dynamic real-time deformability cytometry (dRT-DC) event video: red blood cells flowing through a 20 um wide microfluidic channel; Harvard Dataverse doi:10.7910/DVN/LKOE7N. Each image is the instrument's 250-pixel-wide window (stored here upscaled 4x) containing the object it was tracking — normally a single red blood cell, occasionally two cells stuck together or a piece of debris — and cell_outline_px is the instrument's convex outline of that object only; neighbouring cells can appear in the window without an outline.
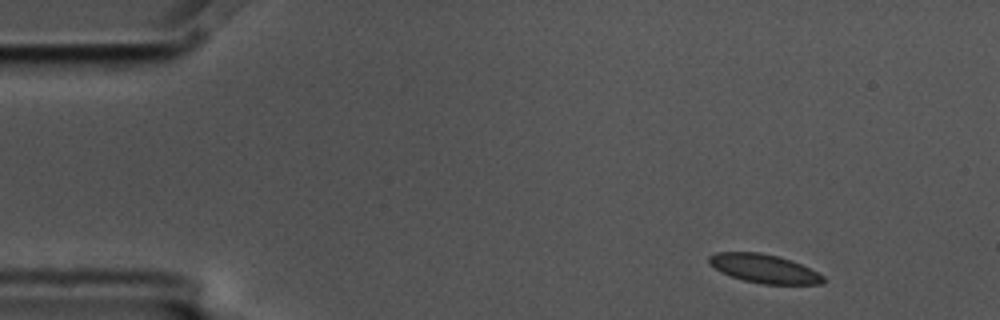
{"species": "common noctule bat (a hibernating species)", "species_latin": "Nyctalus noctula", "temperature_condition": "cold", "stored_images_in_passage": 4, "camera_frame_rate_fps": 3000, "um_per_image_px": 0.085, "animal": {"sex": "male", "body_mass_g": 17.5, "forearm_length_mm": 52.3}, "frame": {"image": 1, "passage_image": 1, "time_ms": 0.0, "image_size_px": [1000, 320], "cell_outline_px": [[824, 280], [820, 284], [764, 284], [744, 280], [732, 276], [708, 264], [708, 256], [716, 252], [760, 252], [792, 260], [824, 276]], "centroid_in_image_um": [64.92, 22.82], "position_along_channel_um": 20.1, "area_um2": 18.79}}
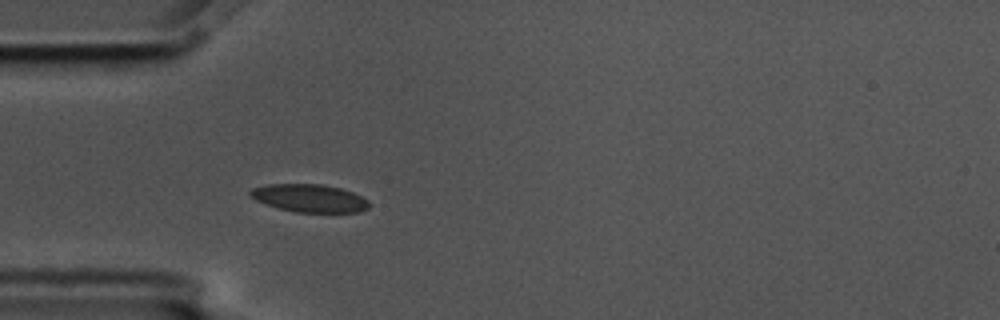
{"frame": {"image": 2, "passage_image": 4, "time_ms": 1.0, "image_size_px": [1000, 320], "cell_outline_px": [[368, 208], [360, 212], [296, 212], [280, 208], [256, 200], [248, 192], [252, 188], [268, 184], [320, 184], [340, 188], [352, 192], [368, 200]], "centroid_in_image_um": [26.31, 16.84], "position_along_channel_um": 58.7, "area_um2": 19.02}}